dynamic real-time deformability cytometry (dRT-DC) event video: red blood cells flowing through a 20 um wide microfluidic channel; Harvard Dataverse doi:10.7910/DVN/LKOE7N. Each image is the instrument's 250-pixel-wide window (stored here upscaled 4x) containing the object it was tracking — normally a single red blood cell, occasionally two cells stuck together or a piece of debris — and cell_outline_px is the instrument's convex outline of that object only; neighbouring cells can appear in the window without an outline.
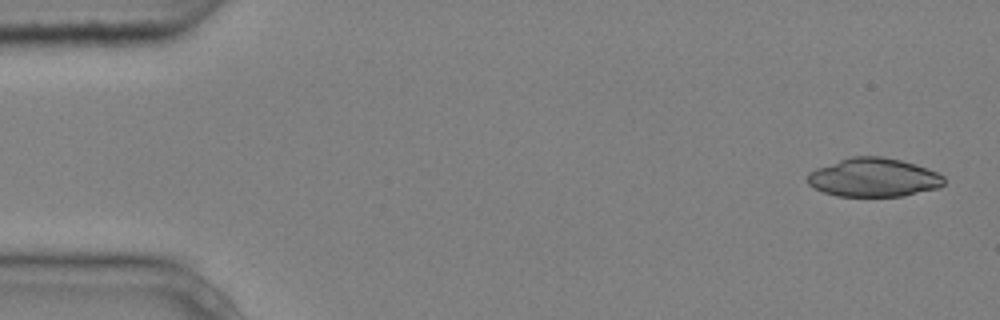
{"species": "common noctule bat (a hibernating species)", "species_latin": "Nyctalus noctula", "temperature_condition": "cold", "stored_images_in_passage": 6, "camera_frame_rate_fps": 3000, "um_per_image_px": 0.085, "animal": {"sex": "male", "body_mass_g": 20.4}, "frame": {"image": 1, "passage_image": 1, "time_ms": 0.0, "image_size_px": [1000, 320], "cell_outline_px": [[944, 184], [940, 188], [904, 196], [836, 196], [824, 192], [808, 184], [808, 172], [816, 168], [852, 156], [880, 156], [900, 160], [936, 172], [944, 176]], "centroid_in_image_um": [74.26, 15.1], "position_along_channel_um": 10.7, "area_um2": 30.58}}